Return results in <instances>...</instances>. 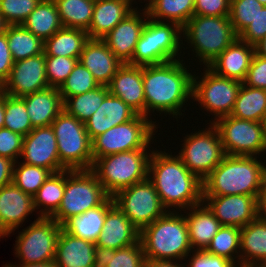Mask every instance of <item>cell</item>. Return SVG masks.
<instances>
[{"mask_svg": "<svg viewBox=\"0 0 266 267\" xmlns=\"http://www.w3.org/2000/svg\"><path fill=\"white\" fill-rule=\"evenodd\" d=\"M147 118L148 116L137 114L132 120L95 137L92 140L93 161L110 154L146 149L156 128L154 122Z\"/></svg>", "mask_w": 266, "mask_h": 267, "instance_id": "30bf717a", "label": "cell"}, {"mask_svg": "<svg viewBox=\"0 0 266 267\" xmlns=\"http://www.w3.org/2000/svg\"><path fill=\"white\" fill-rule=\"evenodd\" d=\"M140 231L127 216L114 204L106 213L96 248L98 252L105 249L123 248L139 241Z\"/></svg>", "mask_w": 266, "mask_h": 267, "instance_id": "7402d4cb", "label": "cell"}, {"mask_svg": "<svg viewBox=\"0 0 266 267\" xmlns=\"http://www.w3.org/2000/svg\"><path fill=\"white\" fill-rule=\"evenodd\" d=\"M89 39L87 31L83 29L62 27L44 41L45 56H62L79 59Z\"/></svg>", "mask_w": 266, "mask_h": 267, "instance_id": "1f68e13d", "label": "cell"}, {"mask_svg": "<svg viewBox=\"0 0 266 267\" xmlns=\"http://www.w3.org/2000/svg\"><path fill=\"white\" fill-rule=\"evenodd\" d=\"M5 34L14 62L44 53V41L22 25H9Z\"/></svg>", "mask_w": 266, "mask_h": 267, "instance_id": "d590c367", "label": "cell"}, {"mask_svg": "<svg viewBox=\"0 0 266 267\" xmlns=\"http://www.w3.org/2000/svg\"><path fill=\"white\" fill-rule=\"evenodd\" d=\"M230 116L262 123L266 116V90L242 83Z\"/></svg>", "mask_w": 266, "mask_h": 267, "instance_id": "836d02e7", "label": "cell"}, {"mask_svg": "<svg viewBox=\"0 0 266 267\" xmlns=\"http://www.w3.org/2000/svg\"><path fill=\"white\" fill-rule=\"evenodd\" d=\"M240 249L239 267H266V222L257 217L241 228Z\"/></svg>", "mask_w": 266, "mask_h": 267, "instance_id": "f1b7e54d", "label": "cell"}, {"mask_svg": "<svg viewBox=\"0 0 266 267\" xmlns=\"http://www.w3.org/2000/svg\"><path fill=\"white\" fill-rule=\"evenodd\" d=\"M33 197L13 182L0 188V237L12 233L34 211Z\"/></svg>", "mask_w": 266, "mask_h": 267, "instance_id": "ffe728a7", "label": "cell"}, {"mask_svg": "<svg viewBox=\"0 0 266 267\" xmlns=\"http://www.w3.org/2000/svg\"><path fill=\"white\" fill-rule=\"evenodd\" d=\"M5 117V93L0 97V128H4Z\"/></svg>", "mask_w": 266, "mask_h": 267, "instance_id": "94428289", "label": "cell"}, {"mask_svg": "<svg viewBox=\"0 0 266 267\" xmlns=\"http://www.w3.org/2000/svg\"><path fill=\"white\" fill-rule=\"evenodd\" d=\"M244 85L266 90V58L254 53Z\"/></svg>", "mask_w": 266, "mask_h": 267, "instance_id": "f907efd6", "label": "cell"}, {"mask_svg": "<svg viewBox=\"0 0 266 267\" xmlns=\"http://www.w3.org/2000/svg\"><path fill=\"white\" fill-rule=\"evenodd\" d=\"M23 136L6 128H0V156L14 163L21 156Z\"/></svg>", "mask_w": 266, "mask_h": 267, "instance_id": "c3c4849f", "label": "cell"}, {"mask_svg": "<svg viewBox=\"0 0 266 267\" xmlns=\"http://www.w3.org/2000/svg\"><path fill=\"white\" fill-rule=\"evenodd\" d=\"M11 267H15L14 265H10ZM17 267H57L55 264V261H49V262H42V263H28V264H20Z\"/></svg>", "mask_w": 266, "mask_h": 267, "instance_id": "91938a15", "label": "cell"}, {"mask_svg": "<svg viewBox=\"0 0 266 267\" xmlns=\"http://www.w3.org/2000/svg\"><path fill=\"white\" fill-rule=\"evenodd\" d=\"M240 234L241 228L222 225L205 251L212 255L224 257L235 264L233 254L238 253V248L240 250Z\"/></svg>", "mask_w": 266, "mask_h": 267, "instance_id": "b9f144b4", "label": "cell"}, {"mask_svg": "<svg viewBox=\"0 0 266 267\" xmlns=\"http://www.w3.org/2000/svg\"><path fill=\"white\" fill-rule=\"evenodd\" d=\"M195 0H149V4L143 9L147 19L159 21L160 18L168 19L181 28L194 15Z\"/></svg>", "mask_w": 266, "mask_h": 267, "instance_id": "e575fe53", "label": "cell"}, {"mask_svg": "<svg viewBox=\"0 0 266 267\" xmlns=\"http://www.w3.org/2000/svg\"><path fill=\"white\" fill-rule=\"evenodd\" d=\"M255 53L263 58H266V35L255 45Z\"/></svg>", "mask_w": 266, "mask_h": 267, "instance_id": "680465c9", "label": "cell"}, {"mask_svg": "<svg viewBox=\"0 0 266 267\" xmlns=\"http://www.w3.org/2000/svg\"><path fill=\"white\" fill-rule=\"evenodd\" d=\"M21 98L25 101L33 128L51 125L64 110L61 94L56 87H48Z\"/></svg>", "mask_w": 266, "mask_h": 267, "instance_id": "4316f807", "label": "cell"}, {"mask_svg": "<svg viewBox=\"0 0 266 267\" xmlns=\"http://www.w3.org/2000/svg\"><path fill=\"white\" fill-rule=\"evenodd\" d=\"M257 217L266 222V190L263 189L262 193L257 198Z\"/></svg>", "mask_w": 266, "mask_h": 267, "instance_id": "9f6ffc18", "label": "cell"}, {"mask_svg": "<svg viewBox=\"0 0 266 267\" xmlns=\"http://www.w3.org/2000/svg\"><path fill=\"white\" fill-rule=\"evenodd\" d=\"M193 76L192 98L216 117L229 116L233 110L242 82L221 77L208 67L201 81Z\"/></svg>", "mask_w": 266, "mask_h": 267, "instance_id": "9a60e30c", "label": "cell"}, {"mask_svg": "<svg viewBox=\"0 0 266 267\" xmlns=\"http://www.w3.org/2000/svg\"><path fill=\"white\" fill-rule=\"evenodd\" d=\"M96 243L74 237L61 229L55 254L57 267H98Z\"/></svg>", "mask_w": 266, "mask_h": 267, "instance_id": "603a6c76", "label": "cell"}, {"mask_svg": "<svg viewBox=\"0 0 266 267\" xmlns=\"http://www.w3.org/2000/svg\"><path fill=\"white\" fill-rule=\"evenodd\" d=\"M200 206L191 207L194 211L185 218L192 249L205 250L222 225L206 205Z\"/></svg>", "mask_w": 266, "mask_h": 267, "instance_id": "4dcf8cb0", "label": "cell"}, {"mask_svg": "<svg viewBox=\"0 0 266 267\" xmlns=\"http://www.w3.org/2000/svg\"><path fill=\"white\" fill-rule=\"evenodd\" d=\"M13 57L8 47L7 36L5 33L0 35V80L4 83L13 67Z\"/></svg>", "mask_w": 266, "mask_h": 267, "instance_id": "db71d44e", "label": "cell"}, {"mask_svg": "<svg viewBox=\"0 0 266 267\" xmlns=\"http://www.w3.org/2000/svg\"><path fill=\"white\" fill-rule=\"evenodd\" d=\"M136 115L124 101L109 93L94 114L84 122L85 129L93 140L108 129L132 120Z\"/></svg>", "mask_w": 266, "mask_h": 267, "instance_id": "484cf974", "label": "cell"}, {"mask_svg": "<svg viewBox=\"0 0 266 267\" xmlns=\"http://www.w3.org/2000/svg\"><path fill=\"white\" fill-rule=\"evenodd\" d=\"M100 86L92 73L78 61L63 84L58 88L63 103L74 95H80Z\"/></svg>", "mask_w": 266, "mask_h": 267, "instance_id": "ee69618b", "label": "cell"}, {"mask_svg": "<svg viewBox=\"0 0 266 267\" xmlns=\"http://www.w3.org/2000/svg\"><path fill=\"white\" fill-rule=\"evenodd\" d=\"M113 205L114 200L109 197L102 205L66 219L61 224V228L74 237L96 243L102 233L106 213Z\"/></svg>", "mask_w": 266, "mask_h": 267, "instance_id": "83f0119b", "label": "cell"}, {"mask_svg": "<svg viewBox=\"0 0 266 267\" xmlns=\"http://www.w3.org/2000/svg\"><path fill=\"white\" fill-rule=\"evenodd\" d=\"M266 35V6L259 11L255 19L238 35V38L252 46Z\"/></svg>", "mask_w": 266, "mask_h": 267, "instance_id": "681fc988", "label": "cell"}, {"mask_svg": "<svg viewBox=\"0 0 266 267\" xmlns=\"http://www.w3.org/2000/svg\"><path fill=\"white\" fill-rule=\"evenodd\" d=\"M258 2H260L262 5L266 6V0H257Z\"/></svg>", "mask_w": 266, "mask_h": 267, "instance_id": "003e7915", "label": "cell"}, {"mask_svg": "<svg viewBox=\"0 0 266 267\" xmlns=\"http://www.w3.org/2000/svg\"><path fill=\"white\" fill-rule=\"evenodd\" d=\"M145 152L146 149L119 152L94 161L91 170L110 197L148 178L150 154Z\"/></svg>", "mask_w": 266, "mask_h": 267, "instance_id": "5b68a950", "label": "cell"}, {"mask_svg": "<svg viewBox=\"0 0 266 267\" xmlns=\"http://www.w3.org/2000/svg\"><path fill=\"white\" fill-rule=\"evenodd\" d=\"M197 252L191 257L188 267H236V265L217 255H212L205 250H196Z\"/></svg>", "mask_w": 266, "mask_h": 267, "instance_id": "f5cc1de1", "label": "cell"}, {"mask_svg": "<svg viewBox=\"0 0 266 267\" xmlns=\"http://www.w3.org/2000/svg\"><path fill=\"white\" fill-rule=\"evenodd\" d=\"M46 77L49 87L59 88L70 75L79 59L62 56H45Z\"/></svg>", "mask_w": 266, "mask_h": 267, "instance_id": "bcb514c9", "label": "cell"}, {"mask_svg": "<svg viewBox=\"0 0 266 267\" xmlns=\"http://www.w3.org/2000/svg\"><path fill=\"white\" fill-rule=\"evenodd\" d=\"M263 7L257 0H231L229 18L235 33L239 35Z\"/></svg>", "mask_w": 266, "mask_h": 267, "instance_id": "f6af8a7d", "label": "cell"}, {"mask_svg": "<svg viewBox=\"0 0 266 267\" xmlns=\"http://www.w3.org/2000/svg\"><path fill=\"white\" fill-rule=\"evenodd\" d=\"M15 169L13 166L12 182L32 197L52 174L47 168L22 163Z\"/></svg>", "mask_w": 266, "mask_h": 267, "instance_id": "7bdbcfd3", "label": "cell"}, {"mask_svg": "<svg viewBox=\"0 0 266 267\" xmlns=\"http://www.w3.org/2000/svg\"><path fill=\"white\" fill-rule=\"evenodd\" d=\"M139 240L146 260L185 259L192 249L186 218L169 211L143 228Z\"/></svg>", "mask_w": 266, "mask_h": 267, "instance_id": "277c9868", "label": "cell"}, {"mask_svg": "<svg viewBox=\"0 0 266 267\" xmlns=\"http://www.w3.org/2000/svg\"><path fill=\"white\" fill-rule=\"evenodd\" d=\"M187 135L183 149L178 154L188 170L203 181L223 160L225 151L217 128ZM211 129V130H210Z\"/></svg>", "mask_w": 266, "mask_h": 267, "instance_id": "7c38bea8", "label": "cell"}, {"mask_svg": "<svg viewBox=\"0 0 266 267\" xmlns=\"http://www.w3.org/2000/svg\"><path fill=\"white\" fill-rule=\"evenodd\" d=\"M151 153L148 174L153 173V177L148 175V178L165 209L172 206L188 209L203 202L202 181L188 170L178 155Z\"/></svg>", "mask_w": 266, "mask_h": 267, "instance_id": "7a4b0ae2", "label": "cell"}, {"mask_svg": "<svg viewBox=\"0 0 266 267\" xmlns=\"http://www.w3.org/2000/svg\"><path fill=\"white\" fill-rule=\"evenodd\" d=\"M221 225L242 228L257 218V197L249 195L203 196Z\"/></svg>", "mask_w": 266, "mask_h": 267, "instance_id": "ac0fdd59", "label": "cell"}, {"mask_svg": "<svg viewBox=\"0 0 266 267\" xmlns=\"http://www.w3.org/2000/svg\"><path fill=\"white\" fill-rule=\"evenodd\" d=\"M14 162L0 156V188L12 182Z\"/></svg>", "mask_w": 266, "mask_h": 267, "instance_id": "11a10c76", "label": "cell"}, {"mask_svg": "<svg viewBox=\"0 0 266 267\" xmlns=\"http://www.w3.org/2000/svg\"><path fill=\"white\" fill-rule=\"evenodd\" d=\"M182 31L206 67L238 38L229 16L193 15Z\"/></svg>", "mask_w": 266, "mask_h": 267, "instance_id": "8992f818", "label": "cell"}, {"mask_svg": "<svg viewBox=\"0 0 266 267\" xmlns=\"http://www.w3.org/2000/svg\"><path fill=\"white\" fill-rule=\"evenodd\" d=\"M186 69L180 59L142 66L145 116L151 109L180 115L193 90V75Z\"/></svg>", "mask_w": 266, "mask_h": 267, "instance_id": "6da1fadb", "label": "cell"}, {"mask_svg": "<svg viewBox=\"0 0 266 267\" xmlns=\"http://www.w3.org/2000/svg\"><path fill=\"white\" fill-rule=\"evenodd\" d=\"M231 0H195L194 16H229Z\"/></svg>", "mask_w": 266, "mask_h": 267, "instance_id": "816d5d0a", "label": "cell"}, {"mask_svg": "<svg viewBox=\"0 0 266 267\" xmlns=\"http://www.w3.org/2000/svg\"><path fill=\"white\" fill-rule=\"evenodd\" d=\"M8 26L9 24L7 23L5 18L0 13V35L3 33H6Z\"/></svg>", "mask_w": 266, "mask_h": 267, "instance_id": "6125c7cd", "label": "cell"}, {"mask_svg": "<svg viewBox=\"0 0 266 267\" xmlns=\"http://www.w3.org/2000/svg\"><path fill=\"white\" fill-rule=\"evenodd\" d=\"M109 197L91 169L68 170L62 202L51 218L61 225L70 217L102 205Z\"/></svg>", "mask_w": 266, "mask_h": 267, "instance_id": "ba28073f", "label": "cell"}, {"mask_svg": "<svg viewBox=\"0 0 266 267\" xmlns=\"http://www.w3.org/2000/svg\"><path fill=\"white\" fill-rule=\"evenodd\" d=\"M172 25V26H171ZM148 19L135 46L132 65L149 66L176 60L182 28L176 23Z\"/></svg>", "mask_w": 266, "mask_h": 267, "instance_id": "9c48e42d", "label": "cell"}, {"mask_svg": "<svg viewBox=\"0 0 266 267\" xmlns=\"http://www.w3.org/2000/svg\"><path fill=\"white\" fill-rule=\"evenodd\" d=\"M136 11L134 9L101 39L123 64L132 65L135 46L147 22V19L142 20Z\"/></svg>", "mask_w": 266, "mask_h": 267, "instance_id": "d6986e66", "label": "cell"}, {"mask_svg": "<svg viewBox=\"0 0 266 267\" xmlns=\"http://www.w3.org/2000/svg\"><path fill=\"white\" fill-rule=\"evenodd\" d=\"M61 165L66 170H89L93 166L92 140L85 124L63 110L51 124Z\"/></svg>", "mask_w": 266, "mask_h": 267, "instance_id": "52a82bcc", "label": "cell"}, {"mask_svg": "<svg viewBox=\"0 0 266 267\" xmlns=\"http://www.w3.org/2000/svg\"><path fill=\"white\" fill-rule=\"evenodd\" d=\"M41 0H0V13L9 25H22Z\"/></svg>", "mask_w": 266, "mask_h": 267, "instance_id": "7dc6e473", "label": "cell"}, {"mask_svg": "<svg viewBox=\"0 0 266 267\" xmlns=\"http://www.w3.org/2000/svg\"><path fill=\"white\" fill-rule=\"evenodd\" d=\"M264 189L266 190V167L264 166Z\"/></svg>", "mask_w": 266, "mask_h": 267, "instance_id": "03108f58", "label": "cell"}, {"mask_svg": "<svg viewBox=\"0 0 266 267\" xmlns=\"http://www.w3.org/2000/svg\"><path fill=\"white\" fill-rule=\"evenodd\" d=\"M21 156L26 164L47 168L52 173L66 170L60 163L57 140L51 125L35 127L23 138Z\"/></svg>", "mask_w": 266, "mask_h": 267, "instance_id": "e0dca14e", "label": "cell"}, {"mask_svg": "<svg viewBox=\"0 0 266 267\" xmlns=\"http://www.w3.org/2000/svg\"><path fill=\"white\" fill-rule=\"evenodd\" d=\"M61 225L51 217H38L19 233L15 253L22 264L54 261Z\"/></svg>", "mask_w": 266, "mask_h": 267, "instance_id": "4fadbf2b", "label": "cell"}, {"mask_svg": "<svg viewBox=\"0 0 266 267\" xmlns=\"http://www.w3.org/2000/svg\"><path fill=\"white\" fill-rule=\"evenodd\" d=\"M22 26L43 41L63 27L53 0H41Z\"/></svg>", "mask_w": 266, "mask_h": 267, "instance_id": "d6a6232c", "label": "cell"}, {"mask_svg": "<svg viewBox=\"0 0 266 267\" xmlns=\"http://www.w3.org/2000/svg\"><path fill=\"white\" fill-rule=\"evenodd\" d=\"M144 267H185L182 264L172 262V260H146Z\"/></svg>", "mask_w": 266, "mask_h": 267, "instance_id": "6f0895ef", "label": "cell"}, {"mask_svg": "<svg viewBox=\"0 0 266 267\" xmlns=\"http://www.w3.org/2000/svg\"><path fill=\"white\" fill-rule=\"evenodd\" d=\"M202 185L203 196L239 194L258 198L264 189V165L254 156L226 154Z\"/></svg>", "mask_w": 266, "mask_h": 267, "instance_id": "3957f363", "label": "cell"}, {"mask_svg": "<svg viewBox=\"0 0 266 267\" xmlns=\"http://www.w3.org/2000/svg\"><path fill=\"white\" fill-rule=\"evenodd\" d=\"M4 118V128L16 132L23 137L34 129L27 113L25 101L21 97H13L5 93Z\"/></svg>", "mask_w": 266, "mask_h": 267, "instance_id": "60d3db41", "label": "cell"}, {"mask_svg": "<svg viewBox=\"0 0 266 267\" xmlns=\"http://www.w3.org/2000/svg\"><path fill=\"white\" fill-rule=\"evenodd\" d=\"M123 1H126L128 4L131 5V2H132L133 0H123Z\"/></svg>", "mask_w": 266, "mask_h": 267, "instance_id": "a7ac6f4b", "label": "cell"}, {"mask_svg": "<svg viewBox=\"0 0 266 267\" xmlns=\"http://www.w3.org/2000/svg\"><path fill=\"white\" fill-rule=\"evenodd\" d=\"M67 174L68 170L52 173L33 196L34 209L45 206L41 209L44 211L40 212V217H51L58 210L64 195Z\"/></svg>", "mask_w": 266, "mask_h": 267, "instance_id": "8d00e7d4", "label": "cell"}, {"mask_svg": "<svg viewBox=\"0 0 266 267\" xmlns=\"http://www.w3.org/2000/svg\"><path fill=\"white\" fill-rule=\"evenodd\" d=\"M4 94V83L0 80V97Z\"/></svg>", "mask_w": 266, "mask_h": 267, "instance_id": "e7e4bbea", "label": "cell"}, {"mask_svg": "<svg viewBox=\"0 0 266 267\" xmlns=\"http://www.w3.org/2000/svg\"><path fill=\"white\" fill-rule=\"evenodd\" d=\"M45 67V53L14 62L10 75L4 82V93L23 97L48 88Z\"/></svg>", "mask_w": 266, "mask_h": 267, "instance_id": "2e32d148", "label": "cell"}, {"mask_svg": "<svg viewBox=\"0 0 266 267\" xmlns=\"http://www.w3.org/2000/svg\"><path fill=\"white\" fill-rule=\"evenodd\" d=\"M145 254L141 241L117 250L105 249L99 252L98 267H144Z\"/></svg>", "mask_w": 266, "mask_h": 267, "instance_id": "ab89813d", "label": "cell"}, {"mask_svg": "<svg viewBox=\"0 0 266 267\" xmlns=\"http://www.w3.org/2000/svg\"><path fill=\"white\" fill-rule=\"evenodd\" d=\"M134 8L123 0H95L92 20L87 31L90 39H102Z\"/></svg>", "mask_w": 266, "mask_h": 267, "instance_id": "f546056e", "label": "cell"}, {"mask_svg": "<svg viewBox=\"0 0 266 267\" xmlns=\"http://www.w3.org/2000/svg\"><path fill=\"white\" fill-rule=\"evenodd\" d=\"M79 61L94 76L99 85L108 86L123 65L101 39H89Z\"/></svg>", "mask_w": 266, "mask_h": 267, "instance_id": "d4e9b609", "label": "cell"}, {"mask_svg": "<svg viewBox=\"0 0 266 267\" xmlns=\"http://www.w3.org/2000/svg\"><path fill=\"white\" fill-rule=\"evenodd\" d=\"M109 93L120 98L137 114L145 116L142 66L123 64L108 85Z\"/></svg>", "mask_w": 266, "mask_h": 267, "instance_id": "44dd1931", "label": "cell"}, {"mask_svg": "<svg viewBox=\"0 0 266 267\" xmlns=\"http://www.w3.org/2000/svg\"><path fill=\"white\" fill-rule=\"evenodd\" d=\"M108 94V86L100 85L86 93L69 97L63 103V109L79 121L85 122L100 107Z\"/></svg>", "mask_w": 266, "mask_h": 267, "instance_id": "f35d334b", "label": "cell"}, {"mask_svg": "<svg viewBox=\"0 0 266 267\" xmlns=\"http://www.w3.org/2000/svg\"><path fill=\"white\" fill-rule=\"evenodd\" d=\"M262 125H263V133H264V139H265V144H266V116L262 120Z\"/></svg>", "mask_w": 266, "mask_h": 267, "instance_id": "be15d7a7", "label": "cell"}, {"mask_svg": "<svg viewBox=\"0 0 266 267\" xmlns=\"http://www.w3.org/2000/svg\"><path fill=\"white\" fill-rule=\"evenodd\" d=\"M215 119L217 121L211 124L220 134L225 154L254 156L266 151L262 123L242 120L230 115Z\"/></svg>", "mask_w": 266, "mask_h": 267, "instance_id": "5bb4252c", "label": "cell"}, {"mask_svg": "<svg viewBox=\"0 0 266 267\" xmlns=\"http://www.w3.org/2000/svg\"><path fill=\"white\" fill-rule=\"evenodd\" d=\"M112 198L139 231L168 212L149 178L118 191Z\"/></svg>", "mask_w": 266, "mask_h": 267, "instance_id": "8fae6325", "label": "cell"}, {"mask_svg": "<svg viewBox=\"0 0 266 267\" xmlns=\"http://www.w3.org/2000/svg\"><path fill=\"white\" fill-rule=\"evenodd\" d=\"M254 53L255 46L237 38L209 64L208 68L221 77L243 82Z\"/></svg>", "mask_w": 266, "mask_h": 267, "instance_id": "cb8c5ba5", "label": "cell"}, {"mask_svg": "<svg viewBox=\"0 0 266 267\" xmlns=\"http://www.w3.org/2000/svg\"><path fill=\"white\" fill-rule=\"evenodd\" d=\"M63 27L89 30L95 0H53Z\"/></svg>", "mask_w": 266, "mask_h": 267, "instance_id": "74e56055", "label": "cell"}]
</instances>
